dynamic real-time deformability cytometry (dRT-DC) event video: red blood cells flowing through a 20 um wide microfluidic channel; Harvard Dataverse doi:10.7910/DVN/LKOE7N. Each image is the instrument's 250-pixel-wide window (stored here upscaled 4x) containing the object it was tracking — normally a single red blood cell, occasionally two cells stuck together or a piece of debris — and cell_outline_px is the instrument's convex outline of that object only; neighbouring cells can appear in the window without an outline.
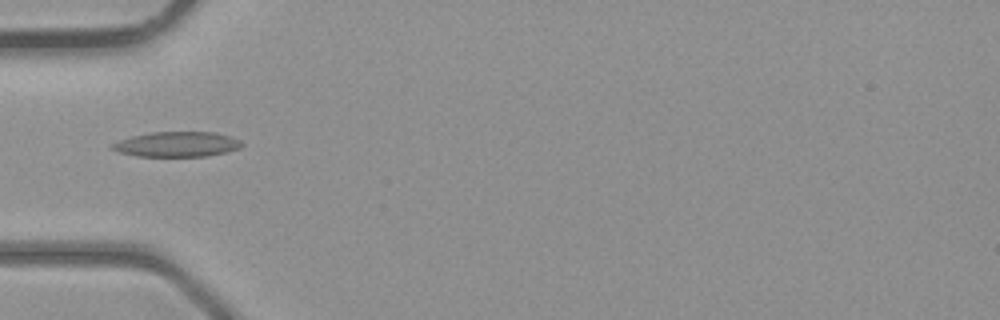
{"species": "common noctule bat (a hibernating species)", "species_latin": "Nyctalus noctula", "temperature_condition": "room temperature", "stored_images_in_passage": 3, "camera_frame_rate_fps": 3000, "um_per_image_px": 0.085, "animal": {"sex": "male", "body_mass_g": 23.1, "forearm_length_mm": 52.7}, "frame": {"image": 1, "passage_image": 3, "time_ms": 2.333, "image_size_px": [1000, 320], "cell_outline_px": [[244, 144], [240, 148], [228, 152], [208, 156], [136, 156], [120, 152], [108, 148], [112, 144], [120, 140], [132, 136], [152, 132], [212, 132], [232, 136], [240, 140]], "centroid_in_image_um": [15.08, 12.26], "position_along_channel_um": 69.9, "area_um2": 19.02}}